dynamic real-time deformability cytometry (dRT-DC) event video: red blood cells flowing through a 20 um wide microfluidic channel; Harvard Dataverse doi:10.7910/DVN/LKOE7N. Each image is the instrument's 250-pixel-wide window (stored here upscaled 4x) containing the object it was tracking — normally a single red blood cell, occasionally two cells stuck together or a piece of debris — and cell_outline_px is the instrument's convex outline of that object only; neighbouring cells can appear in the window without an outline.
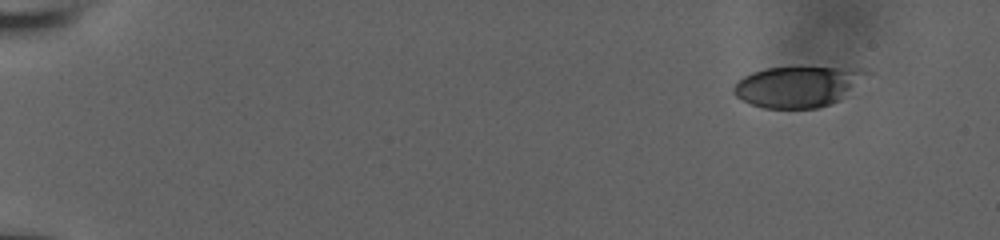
{"species": "human", "species_latin": "Homo sapiens", "temperature_condition": "room temperature", "stored_images_in_passage": 51, "camera_frame_rate_fps": 3000, "um_per_image_px": 0.085, "donor": {"sex": "male"}, "frame": {"image": 1, "passage_image": 1, "time_ms": 0.0, "image_size_px": [1000, 240], "cell_outline_px": [[872, 72], [840, 100], [816, 108], [764, 108], [752, 104], [736, 96], [732, 92], [732, 88], [744, 76], [752, 72], [764, 68], [868, 68]], "centroid_in_image_um": [67.84, 7.35], "position_along_channel_um": 17.2, "area_um2": 31.39}}
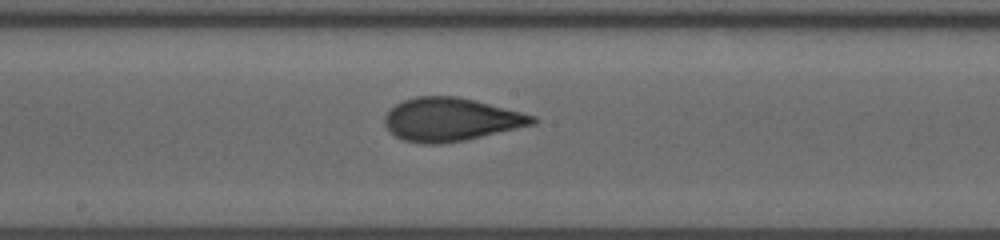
{"frame": {"image": 2, "passage_image": 28, "time_ms": 9.0, "image_size_px": [1000, 240], "cell_outline_px": [[540, 120], [536, 124], [464, 140], [440, 144], [424, 144], [404, 140], [396, 136], [384, 124], [384, 116], [396, 104], [404, 100], [416, 96], [456, 96], [536, 116]], "centroid_in_image_um": [38.32, 10.16], "position_along_channel_um": 209.9, "area_um2": 36.88}}
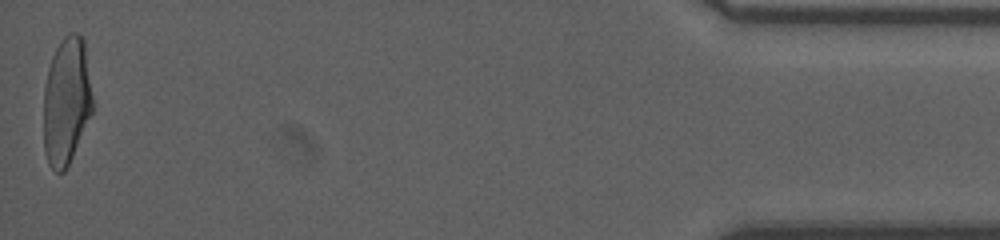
{"frame": {"image": 3, "passage_image": 51, "time_ms": 16.667, "image_size_px": [1000, 240], "cell_outline_px": [[92, 112], [72, 156], [64, 172], [56, 172], [48, 164], [44, 152], [44, 88], [48, 68], [52, 56], [60, 40], [68, 32], [76, 32], [84, 40], [92, 96]], "centroid_in_image_um": [5.63, 8.57], "position_along_channel_um": 429.6, "area_um2": 36.3}, "authors_computed_cell_mechanics": {"area_um2": 36.1828, "velocity_mm_per_s": 3.9413, "shape_relaxation_time_tau1_ms": 7.6366, "shape_relaxation_time_tau2_ms": 0.9099, "deformation_change_tau1": 0.2302, "deformation_change_tau2": 0.0696}}